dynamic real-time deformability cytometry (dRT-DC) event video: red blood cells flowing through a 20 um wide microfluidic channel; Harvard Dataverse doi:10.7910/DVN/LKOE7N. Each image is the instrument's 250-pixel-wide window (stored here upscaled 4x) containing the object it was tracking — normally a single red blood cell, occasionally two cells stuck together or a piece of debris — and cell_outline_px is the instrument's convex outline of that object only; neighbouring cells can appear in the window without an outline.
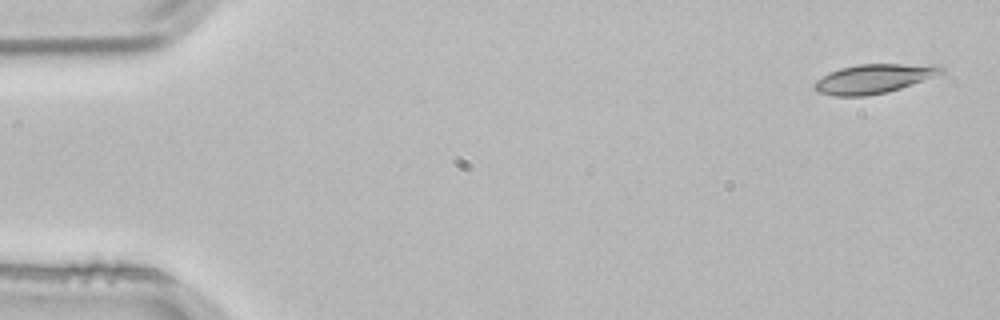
{"species": "common noctule bat (a hibernating species)", "species_latin": "Nyctalus noctula", "temperature_condition": "room temperature", "stored_images_in_passage": 3, "camera_frame_rate_fps": 3000, "um_per_image_px": 0.085, "animal": {"sex": "male", "body_mass_g": 21.5, "forearm_length_mm": 52.0}, "frame": {"image": 1, "passage_image": 1, "time_ms": 0.0, "image_size_px": [1000, 320], "cell_outline_px": [[944, 72], [912, 84], [888, 92], [864, 96], [836, 96], [816, 92], [812, 88], [812, 84], [816, 80], [828, 72], [840, 68], [856, 64], [940, 64], [944, 68]], "centroid_in_image_um": [74.23, 6.68], "position_along_channel_um": 10.8, "area_um2": 21.79}}
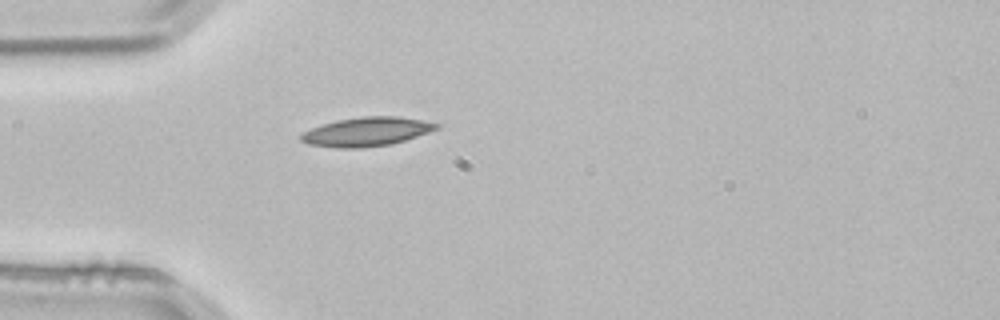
{"frame": {"image": 2, "passage_image": 3, "time_ms": 0.667, "image_size_px": [1000, 320], "cell_outline_px": [[440, 128], [392, 144], [360, 148], [336, 148], [308, 144], [300, 140], [300, 136], [304, 132], [312, 128], [336, 120], [360, 116], [396, 116], [424, 120], [440, 124]], "centroid_in_image_um": [31.17, 11.19], "position_along_channel_um": 53.8, "area_um2": 22.83}}